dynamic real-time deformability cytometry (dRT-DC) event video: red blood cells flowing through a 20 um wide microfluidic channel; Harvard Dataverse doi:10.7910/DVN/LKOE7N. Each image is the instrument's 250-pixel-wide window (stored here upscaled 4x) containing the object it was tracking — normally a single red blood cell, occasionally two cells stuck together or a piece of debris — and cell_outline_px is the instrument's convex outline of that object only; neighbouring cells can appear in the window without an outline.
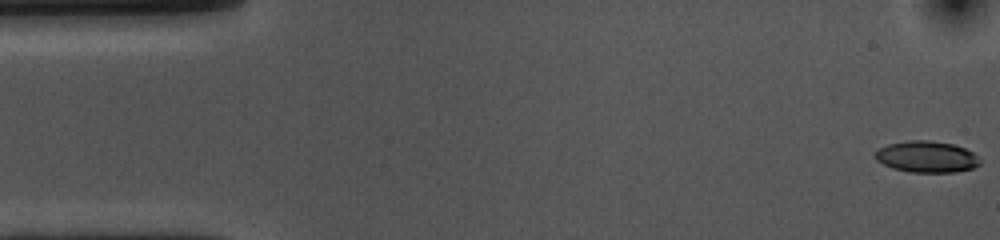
{"species": "common noctule bat (a hibernating species)", "species_latin": "Nyctalus noctula", "temperature_condition": "cold", "stored_images_in_passage": 55, "camera_frame_rate_fps": 3000, "um_per_image_px": 0.085, "animal": {"sex": "female", "body_mass_g": 10.0, "forearm_length_mm": 53.1}, "frame": {"image": 1, "passage_image": 1, "time_ms": 0.0, "image_size_px": [1000, 240], "cell_outline_px": [[980, 164], [972, 168], [956, 172], [912, 172], [892, 168], [876, 160], [876, 152], [880, 148], [888, 144], [908, 140], [928, 140], [952, 144], [964, 148], [972, 152], [980, 160]], "centroid_in_image_um": [78.77, 13.32], "position_along_channel_um": 6.2, "area_um2": 18.96}}
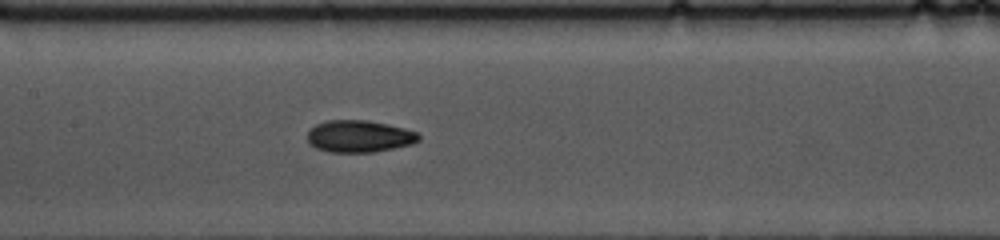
{"frame": {"image": 2, "passage_image": 25, "time_ms": 8.0, "image_size_px": [1000, 240], "cell_outline_px": [[420, 140], [412, 144], [376, 152], [328, 152], [316, 148], [308, 144], [308, 128], [316, 124], [328, 120], [368, 120], [388, 124], [404, 128], [416, 132], [420, 136]], "centroid_in_image_um": [30.51, 11.58], "position_along_channel_um": 176.9, "area_um2": 20.98}}
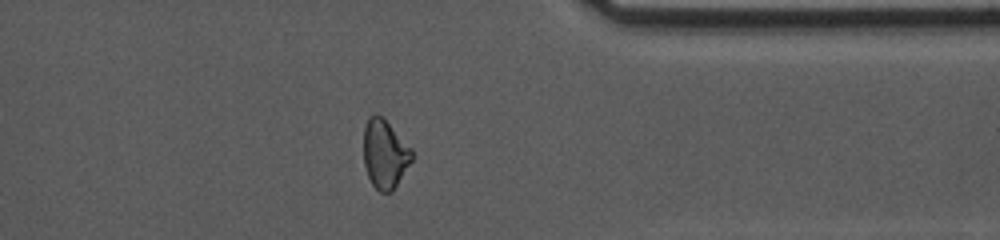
{"frame": {"image": 3, "passage_image": 43, "time_ms": 14.0, "image_size_px": [1000, 240], "cell_outline_px": [[412, 160], [392, 192], [380, 192], [372, 184], [368, 176], [364, 164], [364, 128], [368, 116], [380, 116], [412, 148]], "centroid_in_image_um": [32.7, 13.12], "position_along_channel_um": 378.7, "area_um2": 18.96}, "authors_computed_cell_mechanics": {"area_um2": 20.1722, "velocity_mm_per_s": 3.5872, "shape_relaxation_time_tau1_ms": 4.7854, "shape_relaxation_time_tau2_ms": 5.8634, "deformation_change_tau1": 0.1441, "deformation_change_tau2": 0.0966}}